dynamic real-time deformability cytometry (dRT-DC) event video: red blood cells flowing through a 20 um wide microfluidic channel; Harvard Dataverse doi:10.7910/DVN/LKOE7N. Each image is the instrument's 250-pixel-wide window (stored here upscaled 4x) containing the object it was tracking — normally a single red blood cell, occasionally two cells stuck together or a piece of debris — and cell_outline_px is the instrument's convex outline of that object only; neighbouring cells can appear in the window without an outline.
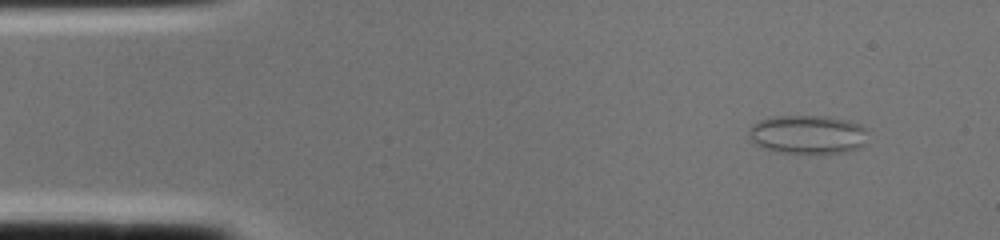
{"species": "common noctule bat (a hibernating species)", "species_latin": "Nyctalus noctula", "temperature_condition": "cold", "stored_images_in_passage": 1, "camera_frame_rate_fps": 3000, "um_per_image_px": 0.085, "animal": {"sex": "female", "body_mass_g": 22.0, "forearm_length_mm": 56.7}, "frame": {"image": 1, "passage_image": 1, "time_ms": 0.0, "image_size_px": [1000, 240], "cell_outline_px": [[868, 128], [864, 144], [860, 148], [844, 152], [780, 152], [764, 148], [756, 144], [748, 136], [748, 132], [752, 124], [756, 120], [772, 116], [828, 116], [848, 120], [860, 124]], "centroid_in_image_um": [68.65, 11.4], "position_along_channel_um": 16.3, "area_um2": 26.93}}